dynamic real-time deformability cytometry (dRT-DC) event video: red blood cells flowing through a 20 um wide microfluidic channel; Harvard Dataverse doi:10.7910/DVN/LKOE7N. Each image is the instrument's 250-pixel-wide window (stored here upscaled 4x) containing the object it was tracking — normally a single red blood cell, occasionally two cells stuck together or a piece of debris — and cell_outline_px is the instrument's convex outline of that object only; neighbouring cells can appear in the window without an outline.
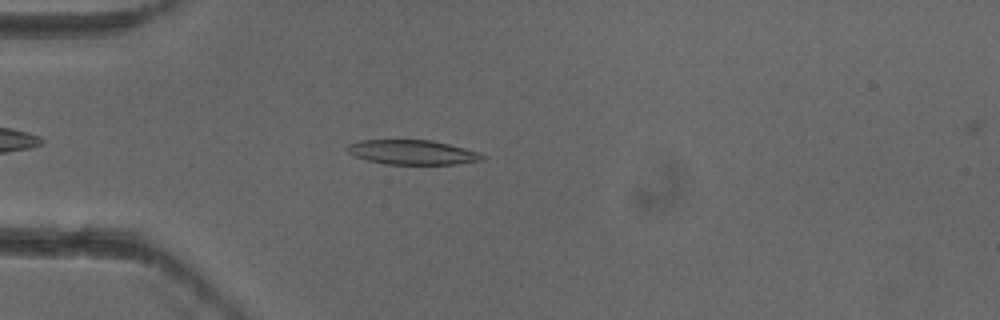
{"species": "common noctule bat (a hibernating species)", "species_latin": "Nyctalus noctula", "temperature_condition": "cold", "stored_images_in_passage": 2, "camera_frame_rate_fps": 3000, "um_per_image_px": 0.085, "animal": {"sex": "female"}, "frame": {"image": 1, "passage_image": 1, "time_ms": 0.0, "image_size_px": [1000, 320], "cell_outline_px": [[484, 160], [456, 164], [384, 164], [368, 160], [356, 156], [348, 152], [344, 148], [348, 144], [360, 140], [432, 140], [480, 152], [484, 156]], "centroid_in_image_um": [35.04, 12.94], "position_along_channel_um": 50.0, "area_um2": 19.31}}